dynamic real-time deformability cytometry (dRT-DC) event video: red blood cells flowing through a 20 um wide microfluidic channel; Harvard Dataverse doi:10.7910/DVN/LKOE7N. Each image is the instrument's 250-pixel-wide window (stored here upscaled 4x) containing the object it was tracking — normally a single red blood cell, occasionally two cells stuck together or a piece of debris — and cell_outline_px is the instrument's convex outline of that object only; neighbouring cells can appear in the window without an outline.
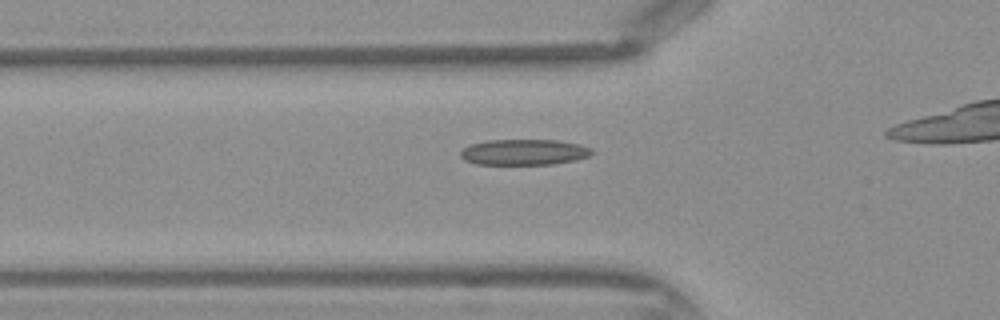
{"species": "Egyptian fruit bat (a non-hibernating species)", "species_latin": "Rousettus aegyptiacus", "temperature_condition": "warm", "stored_images_in_passage": 31, "camera_frame_rate_fps": 3000, "um_per_image_px": 0.085, "frame": {"image": 1, "passage_image": 10, "time_ms": 3.0, "image_size_px": [1000, 320], "cell_outline_px": [[596, 152], [588, 156], [576, 160], [552, 164], [476, 164], [464, 160], [460, 156], [460, 152], [464, 148], [472, 144], [488, 140], [556, 140], [580, 144], [592, 148]], "centroid_in_image_um": [44.58, 12.93], "position_along_channel_um": 81.2, "area_um2": 19.77}}
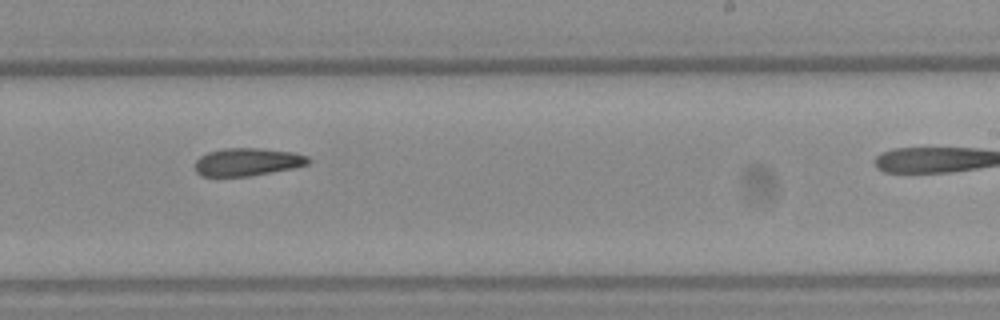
{"frame": {"image": 2, "passage_image": 22, "time_ms": 7.0, "image_size_px": [1000, 320], "cell_outline_px": [[312, 160], [308, 164], [296, 168], [248, 176], [200, 176], [196, 172], [196, 160], [200, 156], [208, 152], [224, 148], [264, 148], [292, 152], [308, 156]], "centroid_in_image_um": [21.06, 13.76], "position_along_channel_um": 267.9, "area_um2": 18.5}}
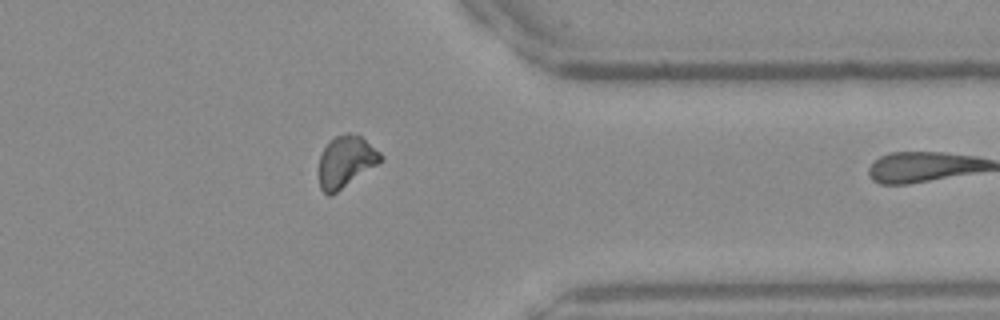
{"frame": {"image": 3, "passage_image": 30, "time_ms": 9.667, "image_size_px": [1000, 320], "cell_outline_px": [[384, 160], [332, 196], [328, 196], [320, 188], [320, 156], [324, 148], [336, 136], [348, 132], [360, 136], [380, 152], [384, 156]], "centroid_in_image_um": [29.42, 13.76], "position_along_channel_um": 382.0, "area_um2": 18.44}}